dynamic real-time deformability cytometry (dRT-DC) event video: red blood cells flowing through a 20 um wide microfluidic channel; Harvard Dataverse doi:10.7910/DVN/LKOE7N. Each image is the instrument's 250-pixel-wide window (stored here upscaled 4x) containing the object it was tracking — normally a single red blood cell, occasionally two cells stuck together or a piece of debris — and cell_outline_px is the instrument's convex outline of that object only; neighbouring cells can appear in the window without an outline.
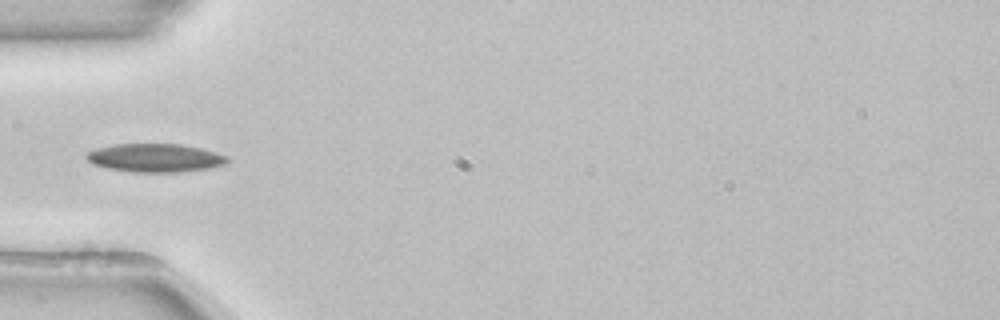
{"species": "common noctule bat (a hibernating species)", "species_latin": "Nyctalus noctula", "temperature_condition": "room temperature", "stored_images_in_passage": 37, "camera_frame_rate_fps": 3000, "um_per_image_px": 0.085, "animal": {"sex": "female", "body_mass_g": 22.7, "forearm_length_mm": 54.2}, "frame": {"image": 1, "passage_image": 1, "time_ms": 0.0, "image_size_px": [1000, 320], "cell_outline_px": [[228, 160], [224, 164], [208, 168], [180, 172], [136, 172], [108, 168], [92, 164], [84, 156], [88, 152], [96, 148], [116, 144], [180, 144], [200, 148], [216, 152], [228, 156]], "centroid_in_image_um": [13.17, 13.41], "position_along_channel_um": 71.8, "area_um2": 23.18}}
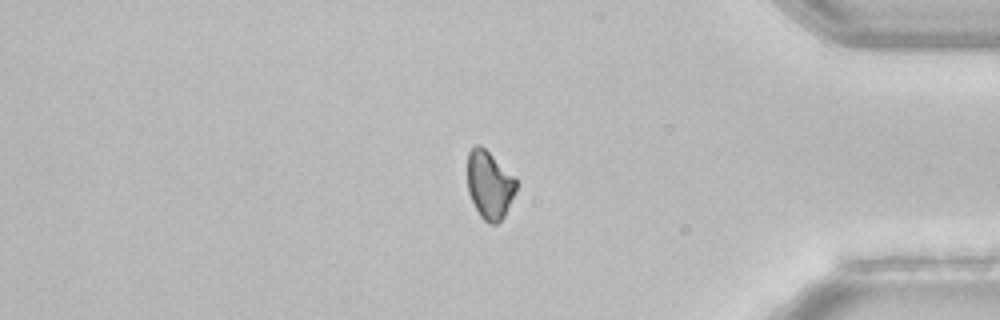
{"frame": {"image": 2, "passage_image": 28, "time_ms": 9.0, "image_size_px": [1000, 320], "cell_outline_px": [[516, 188], [504, 216], [496, 224], [488, 224], [480, 216], [468, 192], [468, 152], [476, 144], [480, 144], [516, 176]], "centroid_in_image_um": [41.61, 15.69], "position_along_channel_um": 393.6, "area_um2": 19.25}}
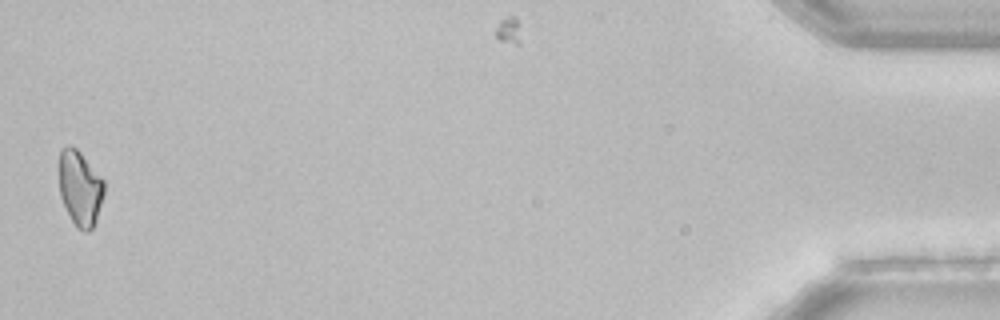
{"frame": {"image": 3, "passage_image": 36, "time_ms": 11.667, "image_size_px": [1000, 320], "cell_outline_px": [[104, 196], [96, 220], [92, 228], [88, 232], [84, 232], [76, 228], [60, 196], [60, 148], [76, 148], [80, 152], [104, 180]], "centroid_in_image_um": [6.83, 16.04], "position_along_channel_um": 428.4, "area_um2": 19.42}, "authors_computed_cell_mechanics": {"area_um2": 20.4034, "velocity_mm_per_s": 3.8751, "shape_relaxation_time_tau1_ms": 3.64, "shape_relaxation_time_tau2_ms": null, "deformation_change_tau1": 0.0836, "deformation_change_tau2": null}}